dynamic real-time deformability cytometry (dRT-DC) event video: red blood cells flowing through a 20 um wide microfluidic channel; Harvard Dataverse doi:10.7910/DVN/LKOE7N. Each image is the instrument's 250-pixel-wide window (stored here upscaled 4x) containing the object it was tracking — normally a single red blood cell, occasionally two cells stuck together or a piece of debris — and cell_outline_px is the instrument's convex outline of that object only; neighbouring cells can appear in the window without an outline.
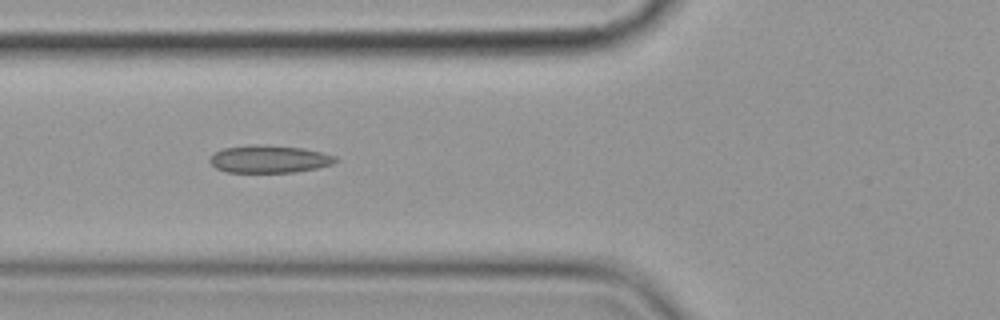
{"species": "common noctule bat (a hibernating species)", "species_latin": "Nyctalus noctula", "temperature_condition": "cold", "stored_images_in_passage": 7, "camera_frame_rate_fps": 3000, "um_per_image_px": 0.085, "animal": {"sex": "female", "body_mass_g": 19.9}, "frame": {"image": 1, "passage_image": 6, "time_ms": 6.0, "image_size_px": [1000, 320], "cell_outline_px": [[340, 160], [332, 164], [316, 168], [296, 172], [224, 172], [216, 168], [208, 160], [216, 152], [224, 148], [260, 144], [304, 148], [324, 152], [336, 156]], "centroid_in_image_um": [22.94, 13.52], "position_along_channel_um": 102.9, "area_um2": 20.23}}
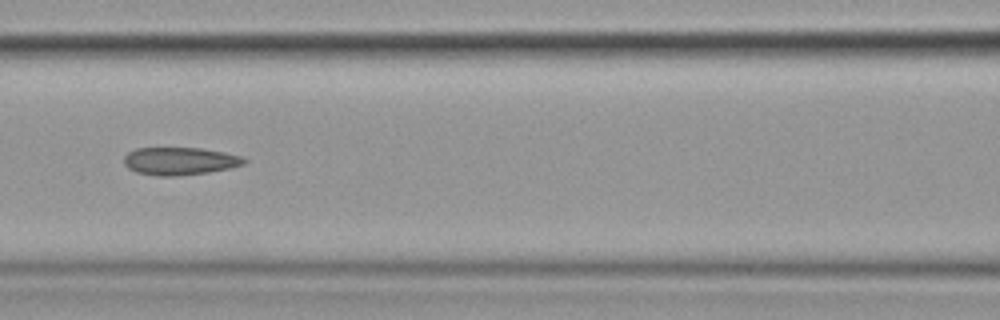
{"frame": {"image": 2, "passage_image": 7, "time_ms": 7.333, "image_size_px": [1000, 320], "cell_outline_px": [[248, 160], [244, 164], [228, 168], [208, 172], [176, 176], [156, 176], [136, 172], [128, 168], [124, 164], [124, 156], [128, 152], [136, 148], [200, 148], [224, 152], [244, 156]], "centroid_in_image_um": [15.28, 13.69], "position_along_channel_um": 151.3, "area_um2": 19.48}}